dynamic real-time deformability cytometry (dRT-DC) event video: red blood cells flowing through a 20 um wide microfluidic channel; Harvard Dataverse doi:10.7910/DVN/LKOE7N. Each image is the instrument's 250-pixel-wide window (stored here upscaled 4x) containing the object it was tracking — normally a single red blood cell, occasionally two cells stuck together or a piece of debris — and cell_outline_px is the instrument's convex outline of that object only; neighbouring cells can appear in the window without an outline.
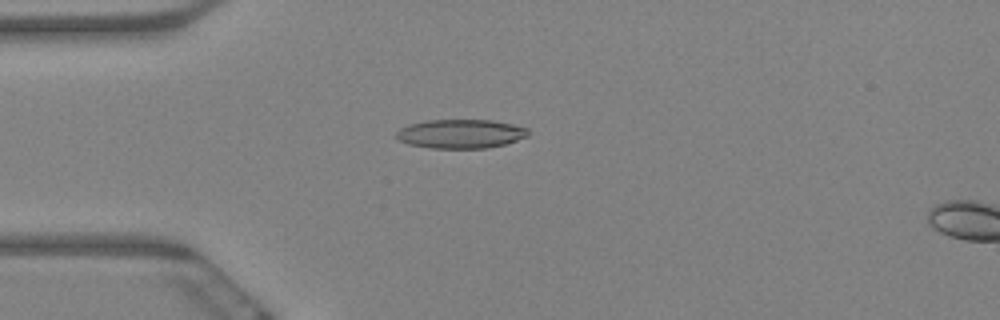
{"species": "Egyptian fruit bat (a non-hibernating species)", "species_latin": "Rousettus aegyptiacus", "temperature_condition": "warm", "stored_images_in_passage": 61, "camera_frame_rate_fps": 3000, "um_per_image_px": 0.085, "animal": {"sex": "female"}, "frame": {"image": 1, "passage_image": 16, "time_ms": 5.0, "image_size_px": [1000, 320], "cell_outline_px": [[528, 136], [504, 144], [488, 148], [432, 148], [408, 144], [400, 140], [396, 136], [396, 132], [400, 128], [408, 124], [424, 120], [492, 120], [512, 124], [528, 128]], "centroid_in_image_um": [39.14, 11.36], "position_along_channel_um": 45.9, "area_um2": 22.25}}
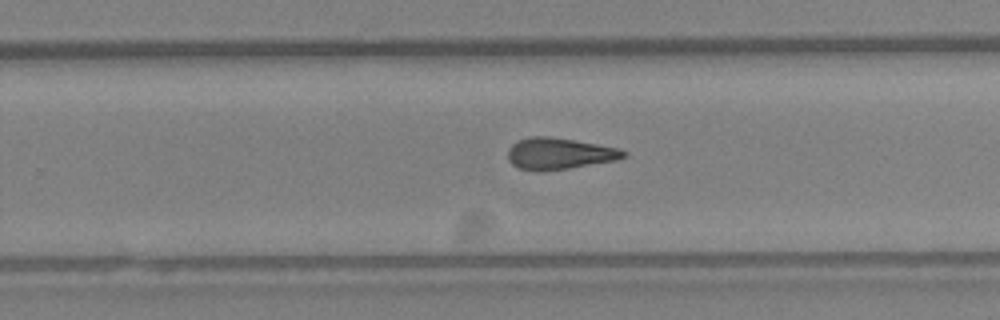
{"frame": {"image": 2, "passage_image": 39, "time_ms": 12.667, "image_size_px": [1000, 320], "cell_outline_px": [[628, 156], [616, 160], [568, 168], [540, 172], [536, 172], [520, 168], [512, 164], [508, 160], [508, 148], [516, 140], [528, 136], [548, 136], [620, 148], [628, 152]], "centroid_in_image_um": [47.51, 13.05], "position_along_channel_um": 282.3, "area_um2": 21.39}}
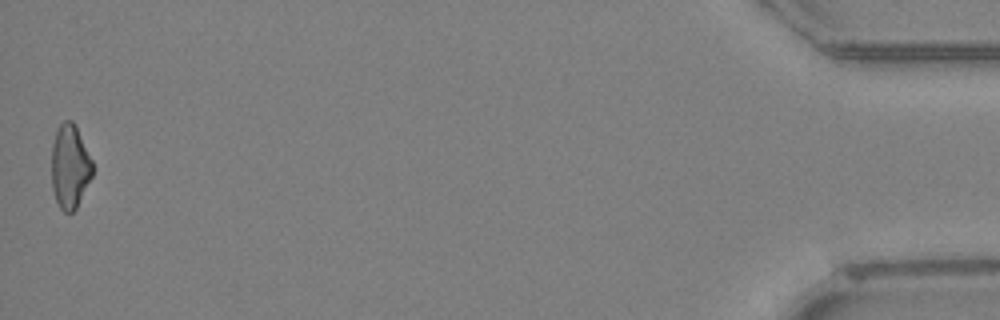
{"frame": {"image": 3, "passage_image": 61, "time_ms": 20.0, "image_size_px": [1000, 320], "cell_outline_px": [[92, 176], [76, 208], [72, 212], [64, 212], [60, 208], [56, 200], [52, 188], [52, 144], [56, 128], [64, 120], [72, 120], [92, 160]], "centroid_in_image_um": [5.92, 14.15], "position_along_channel_um": 429.3, "area_um2": 19.83}, "authors_computed_cell_mechanics": {"area_um2": 21.386, "velocity_mm_per_s": 3.3148, "shape_relaxation_time_tau1_ms": null, "shape_relaxation_time_tau2_ms": 5.4257, "deformation_change_tau1": null, "deformation_change_tau2": 0.1677}}